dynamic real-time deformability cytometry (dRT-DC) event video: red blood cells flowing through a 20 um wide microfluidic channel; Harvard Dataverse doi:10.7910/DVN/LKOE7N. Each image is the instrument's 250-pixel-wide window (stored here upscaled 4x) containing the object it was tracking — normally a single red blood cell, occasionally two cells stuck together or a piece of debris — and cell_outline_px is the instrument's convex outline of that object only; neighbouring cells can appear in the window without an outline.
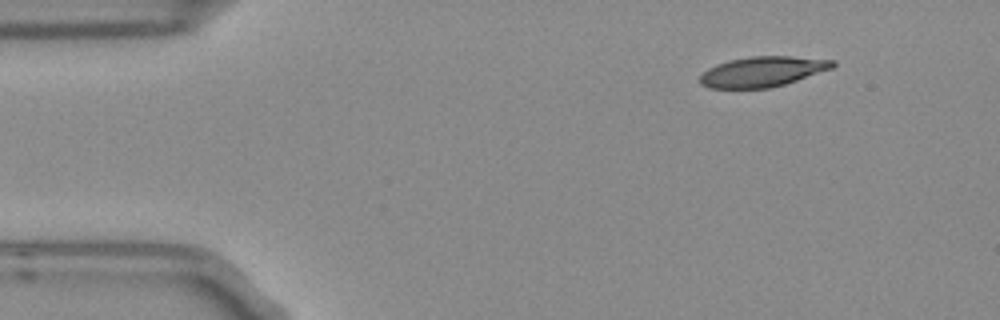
{"species": "Egyptian fruit bat (a non-hibernating species)", "species_latin": "Rousettus aegyptiacus", "temperature_condition": "room temperature", "stored_images_in_passage": 6, "segment_of_instrument_passage": [2, 2], "camera_frame_rate_fps": 3000, "um_per_image_px": 0.085, "frame": {"image": 1, "passage_image": 6, "time_ms": 1.667, "image_size_px": [1000, 320], "cell_outline_px": [[836, 64], [832, 68], [784, 84], [768, 88], [708, 88], [700, 84], [700, 76], [708, 68], [716, 64], [728, 60], [752, 56], [792, 56], [836, 60]], "centroid_in_image_um": [64.8, 6.08], "position_along_channel_um": 20.2, "area_um2": 23.29}}